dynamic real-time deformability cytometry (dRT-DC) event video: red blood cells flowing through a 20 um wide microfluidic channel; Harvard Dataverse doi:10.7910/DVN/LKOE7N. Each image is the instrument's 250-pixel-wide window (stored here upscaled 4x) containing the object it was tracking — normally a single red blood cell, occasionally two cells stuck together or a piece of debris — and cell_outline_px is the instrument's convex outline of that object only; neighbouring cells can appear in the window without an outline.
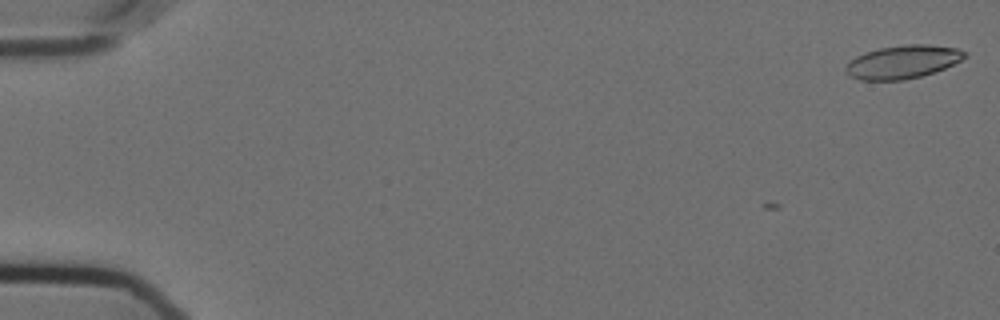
{"species": "Egyptian fruit bat (a non-hibernating species)", "species_latin": "Rousettus aegyptiacus", "temperature_condition": "cold", "stored_images_in_passage": 2, "camera_frame_rate_fps": 3000, "um_per_image_px": 0.085, "animal": {"sex": "female"}, "frame": {"image": 1, "passage_image": 2, "time_ms": 0.333, "image_size_px": [1000, 320], "cell_outline_px": [[968, 56], [944, 68], [920, 76], [904, 80], [860, 80], [848, 76], [844, 68], [856, 56], [864, 52], [880, 48], [908, 44], [928, 44], [956, 48], [968, 52]], "centroid_in_image_um": [76.72, 5.26], "position_along_channel_um": 8.3, "area_um2": 22.95}}